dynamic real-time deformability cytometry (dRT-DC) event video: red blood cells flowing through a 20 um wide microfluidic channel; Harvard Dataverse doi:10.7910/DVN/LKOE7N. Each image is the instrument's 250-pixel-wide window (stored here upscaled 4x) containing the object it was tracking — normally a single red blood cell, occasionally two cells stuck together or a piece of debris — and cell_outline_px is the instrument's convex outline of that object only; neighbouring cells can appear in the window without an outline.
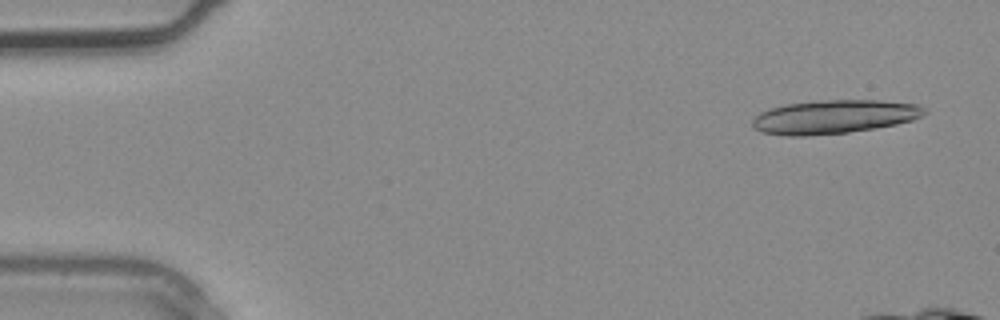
{"species": "common noctule bat (a hibernating species)", "species_latin": "Nyctalus noctula", "temperature_condition": "warm", "stored_images_in_passage": 4, "camera_frame_rate_fps": 3000, "um_per_image_px": 0.085, "animal": {"sex": "male", "body_mass_g": 20.4}, "frame": {"image": 1, "passage_image": 1, "time_ms": 0.0, "image_size_px": [1000, 320], "cell_outline_px": [[928, 112], [912, 120], [896, 124], [876, 128], [848, 132], [808, 136], [784, 136], [760, 132], [752, 128], [752, 120], [760, 112], [772, 108], [788, 104], [820, 100], [880, 100], [920, 104], [928, 108]], "centroid_in_image_um": [70.92, 9.93], "position_along_channel_um": 14.1, "area_um2": 34.04}}